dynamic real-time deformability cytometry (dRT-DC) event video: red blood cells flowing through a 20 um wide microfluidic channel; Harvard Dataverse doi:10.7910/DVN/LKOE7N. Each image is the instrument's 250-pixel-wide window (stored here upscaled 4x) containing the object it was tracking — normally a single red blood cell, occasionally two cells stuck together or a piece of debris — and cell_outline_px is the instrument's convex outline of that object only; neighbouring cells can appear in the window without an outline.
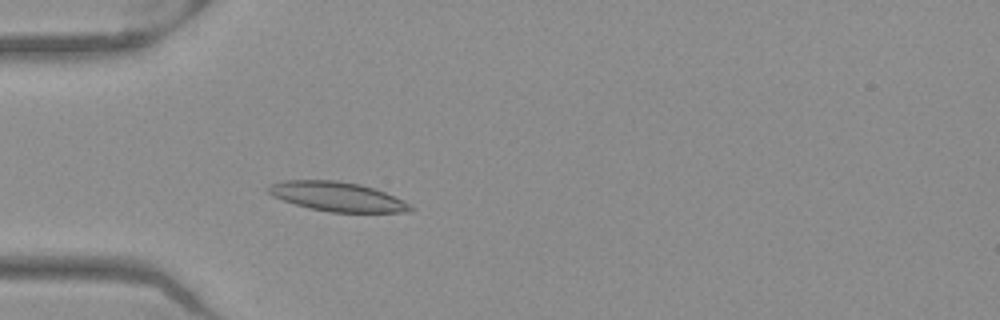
{"species": "Egyptian fruit bat (a non-hibernating species)", "species_latin": "Rousettus aegyptiacus", "temperature_condition": "warm", "stored_images_in_passage": 50, "camera_frame_rate_fps": 3000, "um_per_image_px": 0.085, "frame": {"image": 1, "passage_image": 14, "time_ms": 4.333, "image_size_px": [1000, 320], "cell_outline_px": [[416, 208], [404, 212], [328, 212], [308, 208], [272, 196], [264, 188], [272, 184], [284, 180], [336, 180], [360, 184], [376, 188], [404, 200]], "centroid_in_image_um": [28.68, 16.7], "position_along_channel_um": 56.3, "area_um2": 24.45}}
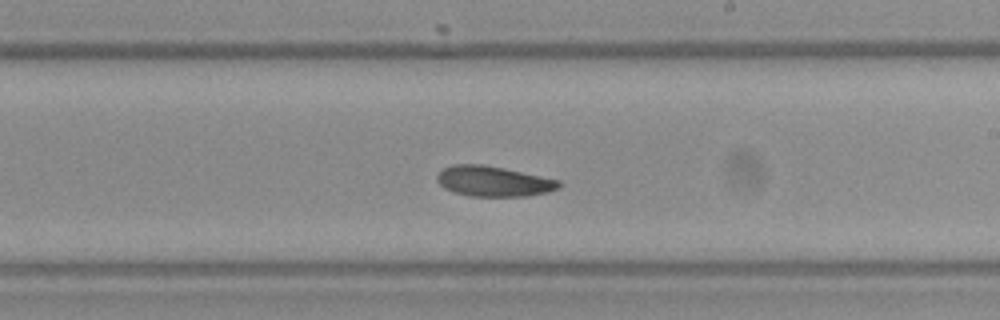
{"frame": {"image": 2, "passage_image": 29, "time_ms": 9.333, "image_size_px": [1000, 320], "cell_outline_px": [[560, 184], [556, 188], [548, 192], [528, 196], [468, 196], [452, 192], [444, 188], [436, 180], [436, 176], [444, 168], [452, 164], [484, 164], [504, 168], [560, 180]], "centroid_in_image_um": [41.9, 15.41], "position_along_channel_um": 247.1, "area_um2": 21.56}}
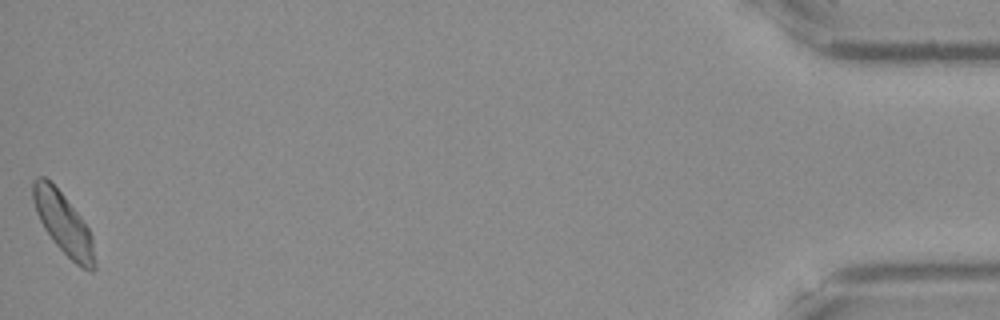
{"frame": {"image": 3, "passage_image": 50, "time_ms": 16.333, "image_size_px": [1000, 320], "cell_outline_px": [[96, 268], [92, 272], [76, 264], [52, 240], [44, 228], [36, 212], [32, 200], [32, 180], [36, 176], [44, 176], [64, 196], [80, 216], [88, 228], [92, 236], [96, 260]], "centroid_in_image_um": [5.39, 19.0], "position_along_channel_um": 429.8, "area_um2": 21.96}, "authors_computed_cell_mechanics": {"area_um2": 22.0796, "velocity_mm_per_s": 3.9446, "shape_relaxation_time_tau1_ms": 4.5108, "shape_relaxation_time_tau2_ms": null, "deformation_change_tau1": 0.1168, "deformation_change_tau2": null}}